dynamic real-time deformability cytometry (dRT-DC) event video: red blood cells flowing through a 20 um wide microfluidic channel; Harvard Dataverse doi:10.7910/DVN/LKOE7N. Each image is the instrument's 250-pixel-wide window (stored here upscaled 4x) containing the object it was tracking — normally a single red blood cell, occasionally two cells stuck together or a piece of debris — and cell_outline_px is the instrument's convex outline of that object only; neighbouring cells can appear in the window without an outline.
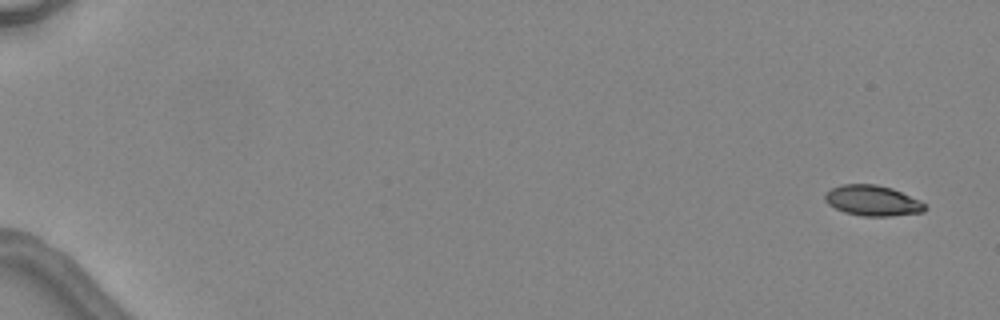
{"species": "common noctule bat (a hibernating species)", "species_latin": "Nyctalus noctula", "temperature_condition": "warm", "stored_images_in_passage": 5, "camera_frame_rate_fps": 3000, "um_per_image_px": 0.085, "animal": {"sex": "female", "body_mass_g": 24.6, "forearm_length_mm": 56.2}, "frame": {"image": 1, "passage_image": 1, "time_ms": 0.0, "image_size_px": [1000, 320], "cell_outline_px": [[928, 208], [924, 212], [892, 216], [864, 216], [844, 212], [828, 204], [824, 200], [824, 192], [840, 184], [876, 184], [892, 188], [920, 200]], "centroid_in_image_um": [74.16, 17.05], "position_along_channel_um": 10.8, "area_um2": 17.92}}
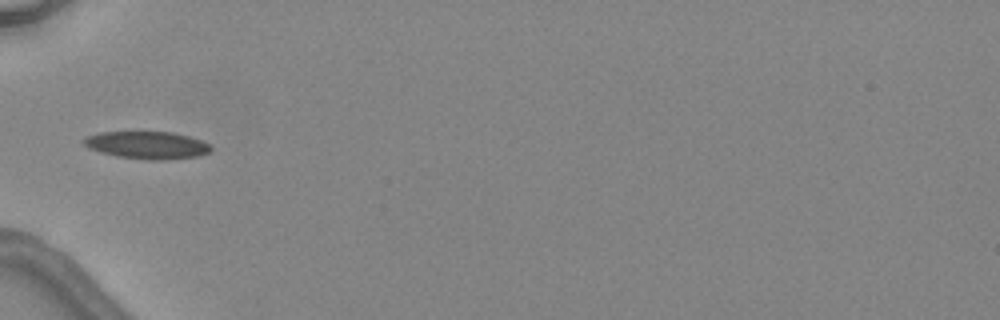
{"frame": {"image": 2, "passage_image": 5, "time_ms": 5.667, "image_size_px": [1000, 320], "cell_outline_px": [[212, 148], [208, 152], [196, 156], [168, 160], [148, 160], [116, 156], [100, 152], [88, 148], [80, 140], [88, 136], [100, 132], [172, 132], [188, 136], [200, 140], [208, 144]], "centroid_in_image_um": [12.46, 12.34], "position_along_channel_um": 72.5, "area_um2": 20.29}}